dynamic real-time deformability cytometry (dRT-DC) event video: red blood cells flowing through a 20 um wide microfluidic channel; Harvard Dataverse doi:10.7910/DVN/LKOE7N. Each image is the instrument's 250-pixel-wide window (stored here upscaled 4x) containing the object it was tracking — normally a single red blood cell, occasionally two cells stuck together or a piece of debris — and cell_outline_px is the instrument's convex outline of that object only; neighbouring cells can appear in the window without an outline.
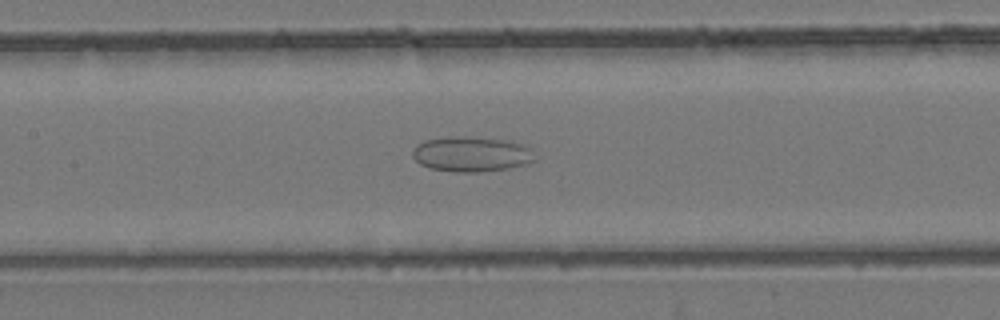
{"species": "common noctule bat (a hibernating species)", "species_latin": "Nyctalus noctula", "temperature_condition": "room temperature", "stored_images_in_passage": 55, "camera_frame_rate_fps": 3000, "um_per_image_px": 0.085, "animal": {"sex": "female", "body_mass_g": 24.6, "forearm_length_mm": 56.2}, "frame": {"image": 1, "passage_image": 27, "time_ms": 8.667, "image_size_px": [1000, 320], "cell_outline_px": [[536, 160], [524, 164], [508, 168], [476, 172], [456, 172], [428, 168], [420, 164], [412, 156], [412, 152], [416, 144], [424, 140], [452, 136], [464, 136], [508, 140], [520, 144], [528, 148]], "centroid_in_image_um": [40.0, 13.1], "position_along_channel_um": 167.4, "area_um2": 24.91}}
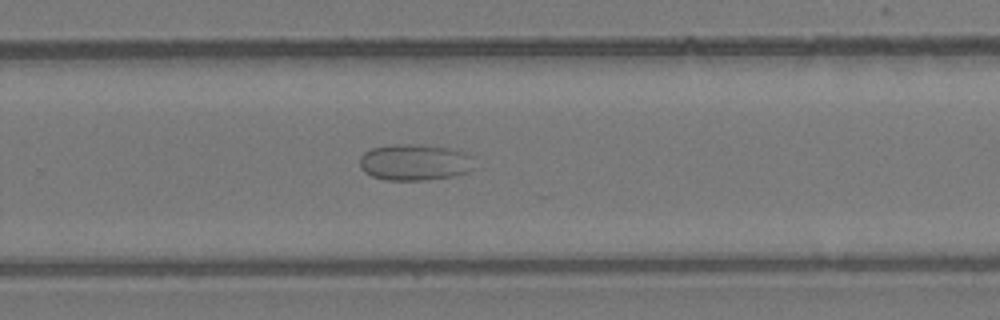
{"frame": {"image": 2, "passage_image": 37, "time_ms": 12.0, "image_size_px": [1000, 320], "cell_outline_px": [[476, 168], [468, 172], [456, 176], [428, 180], [388, 180], [372, 176], [364, 172], [360, 168], [360, 156], [364, 152], [372, 148], [392, 144], [412, 144], [448, 148], [464, 152], [472, 156]], "centroid_in_image_um": [35.28, 13.8], "position_along_channel_um": 294.5, "area_um2": 24.57}}
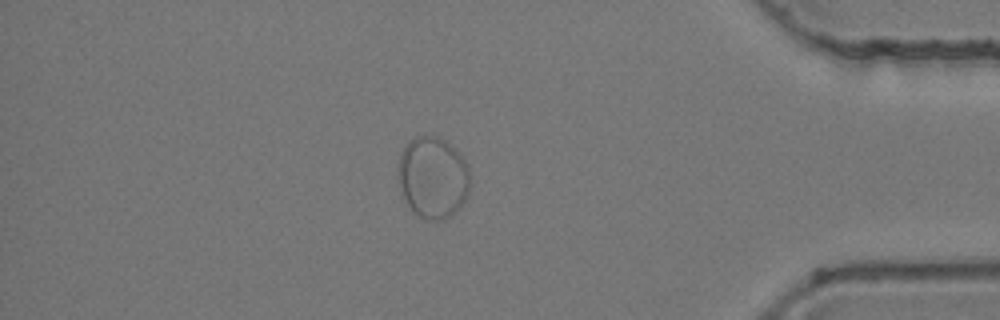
{"frame": {"image": 3, "passage_image": 48, "time_ms": 15.667, "image_size_px": [1000, 320], "cell_outline_px": [[468, 192], [464, 200], [456, 212], [444, 220], [428, 220], [412, 212], [404, 200], [396, 176], [396, 168], [400, 152], [404, 144], [408, 140], [416, 136], [436, 136], [444, 140], [460, 152], [468, 164]], "centroid_in_image_um": [36.74, 15.07], "position_along_channel_um": 398.5, "area_um2": 34.85}}